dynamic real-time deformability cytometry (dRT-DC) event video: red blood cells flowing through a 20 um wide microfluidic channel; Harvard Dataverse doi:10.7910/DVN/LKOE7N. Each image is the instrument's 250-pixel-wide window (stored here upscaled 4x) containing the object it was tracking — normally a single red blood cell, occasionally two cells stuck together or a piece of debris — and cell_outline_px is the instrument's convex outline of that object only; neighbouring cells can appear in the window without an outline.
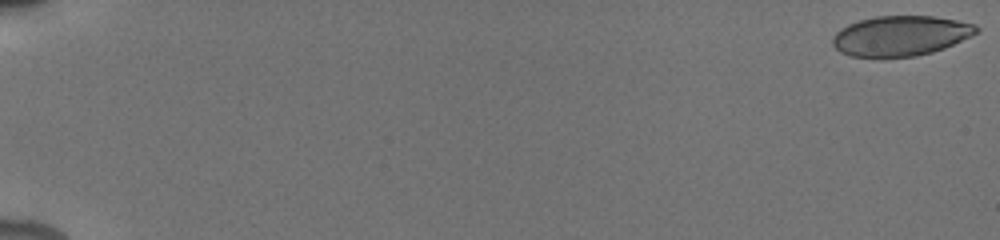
{"species": "human", "species_latin": "Homo sapiens", "temperature_condition": "cold", "stored_images_in_passage": 11, "camera_frame_rate_fps": 3000, "um_per_image_px": 0.085, "donor": {"sex": "male"}, "frame": {"image": 1, "passage_image": 1, "time_ms": 0.0, "image_size_px": [1000, 240], "cell_outline_px": [[980, 32], [972, 36], [944, 48], [932, 52], [916, 56], [852, 56], [840, 52], [832, 44], [832, 40], [836, 32], [840, 28], [848, 24], [860, 20], [876, 16], [932, 16], [956, 20], [976, 24], [980, 28]], "centroid_in_image_um": [76.59, 3.03], "position_along_channel_um": 8.4, "area_um2": 33.47}}